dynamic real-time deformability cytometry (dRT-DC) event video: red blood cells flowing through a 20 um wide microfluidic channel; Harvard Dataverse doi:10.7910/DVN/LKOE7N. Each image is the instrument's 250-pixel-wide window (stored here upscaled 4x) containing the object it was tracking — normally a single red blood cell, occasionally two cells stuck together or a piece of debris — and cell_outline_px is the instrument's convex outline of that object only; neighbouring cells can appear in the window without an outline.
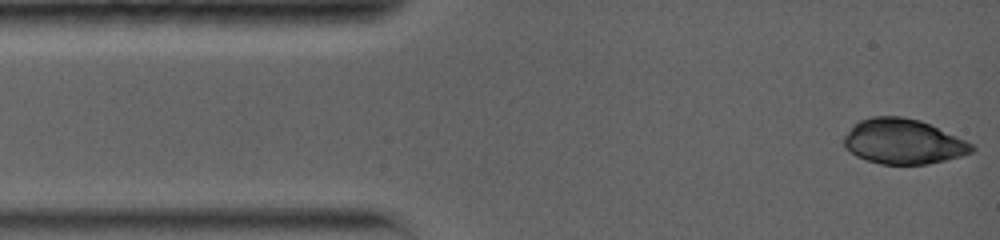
{"species": "common noctule bat (a hibernating species)", "species_latin": "Nyctalus noctula", "temperature_condition": "warm", "stored_images_in_passage": 7, "camera_frame_rate_fps": 5000, "um_per_image_px": 0.085, "animal": {"sex": "female", "body_mass_g": 19.0, "forearm_length_mm": 56.7}, "frame": {"image": 1, "passage_image": 1, "time_ms": 0.0, "image_size_px": [1000, 240], "cell_outline_px": [[976, 148], [972, 152], [960, 156], [928, 164], [880, 164], [856, 156], [844, 148], [844, 136], [860, 120], [872, 116], [900, 116], [920, 120], [956, 136], [972, 144]], "centroid_in_image_um": [76.75, 12.03], "position_along_channel_um": 8.2, "area_um2": 33.23}}